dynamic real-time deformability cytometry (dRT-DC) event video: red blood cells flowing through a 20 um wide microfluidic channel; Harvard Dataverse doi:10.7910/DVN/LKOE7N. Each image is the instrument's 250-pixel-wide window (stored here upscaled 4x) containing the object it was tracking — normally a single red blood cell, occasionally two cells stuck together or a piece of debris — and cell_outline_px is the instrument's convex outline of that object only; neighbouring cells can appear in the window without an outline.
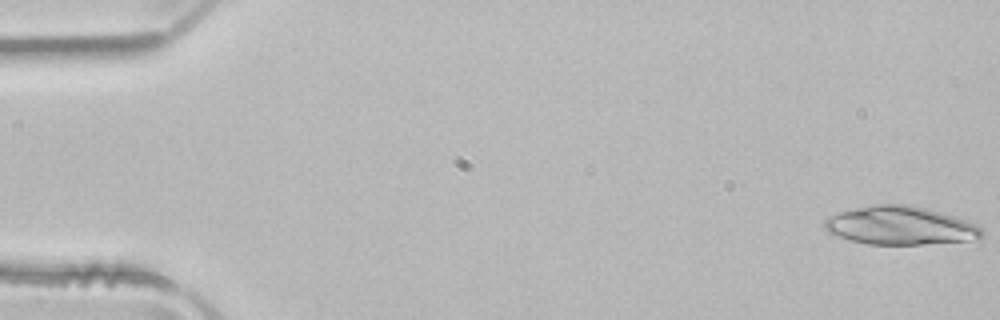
{"species": "common noctule bat (a hibernating species)", "species_latin": "Nyctalus noctula", "temperature_condition": "room temperature", "stored_images_in_passage": 15, "camera_frame_rate_fps": 3000, "um_per_image_px": 0.085, "animal": {"sex": "male", "body_mass_g": 21.5, "forearm_length_mm": 52.0}, "frame": {"image": 1, "passage_image": 1, "time_ms": 0.0, "image_size_px": [1000, 320], "cell_outline_px": [[984, 236], [968, 240], [920, 244], [868, 244], [852, 240], [840, 236], [832, 232], [824, 224], [824, 220], [832, 216], [844, 212], [876, 204], [904, 204], [924, 208], [952, 216], [964, 220], [980, 228], [984, 232]], "centroid_in_image_um": [76.56, 19.18], "position_along_channel_um": 8.4, "area_um2": 33.81}}